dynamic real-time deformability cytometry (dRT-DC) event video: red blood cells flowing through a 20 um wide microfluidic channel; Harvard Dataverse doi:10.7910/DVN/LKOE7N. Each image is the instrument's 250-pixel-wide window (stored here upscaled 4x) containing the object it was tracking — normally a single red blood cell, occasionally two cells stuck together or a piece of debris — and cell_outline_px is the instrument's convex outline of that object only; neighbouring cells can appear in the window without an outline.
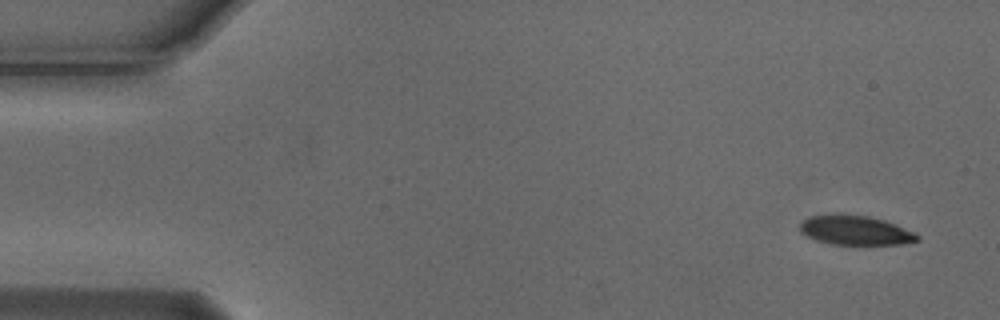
{"species": "Egyptian fruit bat (a non-hibernating species)", "species_latin": "Rousettus aegyptiacus", "temperature_condition": "cold", "stored_images_in_passage": 7, "camera_frame_rate_fps": 3000, "um_per_image_px": 0.085, "animal": {"sex": "male"}, "frame": {"image": 1, "passage_image": 1, "time_ms": 0.0, "image_size_px": [1000, 320], "cell_outline_px": [[920, 240], [900, 244], [832, 244], [816, 240], [800, 232], [800, 224], [808, 216], [836, 212], [840, 212], [868, 216], [884, 220], [896, 224], [920, 236]], "centroid_in_image_um": [72.66, 19.54], "position_along_channel_um": 12.3, "area_um2": 20.35}}
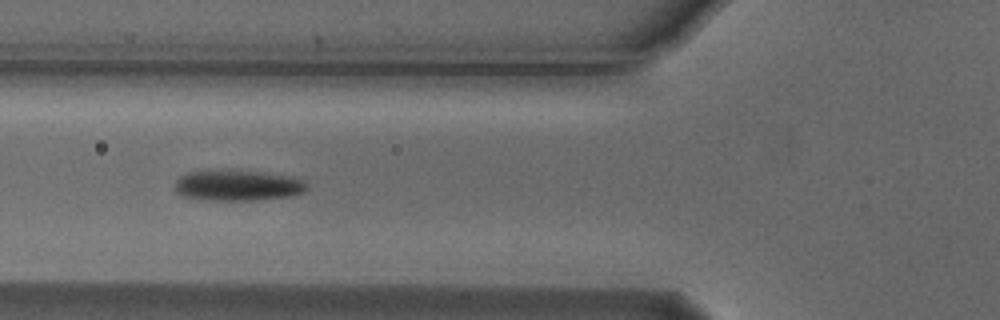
{"frame": {"image": 2, "passage_image": 5, "time_ms": 1.333, "image_size_px": [1000, 320], "cell_outline_px": [[308, 188], [304, 192], [292, 196], [256, 200], [196, 200], [184, 196], [176, 192], [176, 180], [180, 176], [188, 172], [260, 172], [284, 176], [304, 180], [308, 184]], "centroid_in_image_um": [20.22, 15.81], "position_along_channel_um": 105.6, "area_um2": 23.06}}
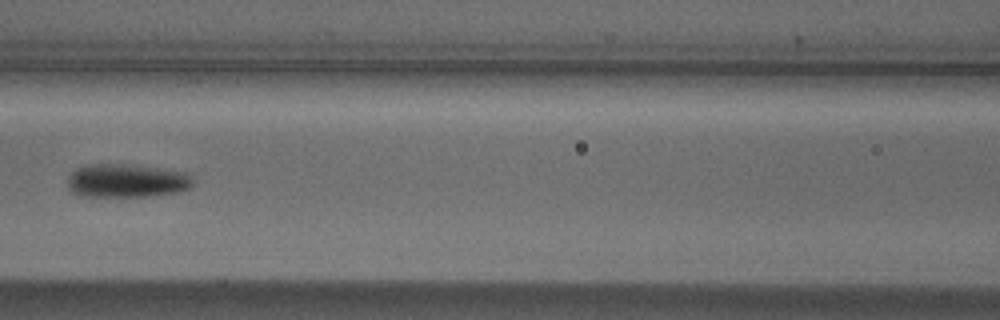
{"frame": {"image": 3, "passage_image": 6, "time_ms": 1.667, "image_size_px": [1000, 320], "cell_outline_px": [[196, 180], [192, 188], [180, 192], [148, 196], [76, 196], [68, 188], [68, 176], [76, 168], [84, 164], [136, 164], [188, 172]], "centroid_in_image_um": [10.82, 15.35], "position_along_channel_um": 155.8, "area_um2": 25.26}}